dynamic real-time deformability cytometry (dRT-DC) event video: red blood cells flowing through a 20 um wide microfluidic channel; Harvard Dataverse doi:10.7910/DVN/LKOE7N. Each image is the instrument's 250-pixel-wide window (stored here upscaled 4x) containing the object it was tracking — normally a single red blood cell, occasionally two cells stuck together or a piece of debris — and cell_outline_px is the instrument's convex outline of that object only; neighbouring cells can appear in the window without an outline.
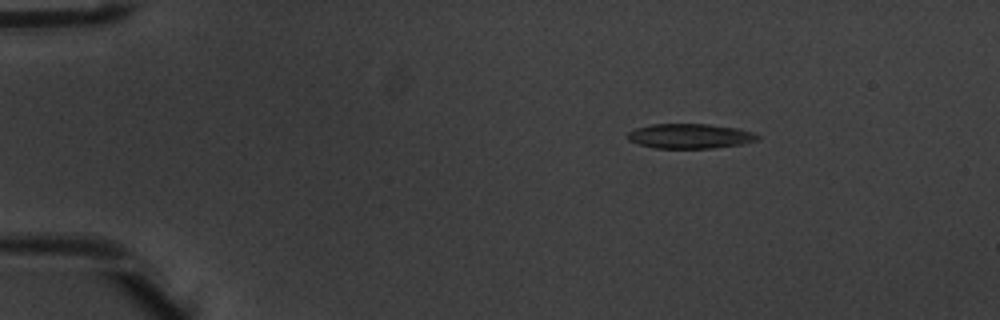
{"species": "common noctule bat (a hibernating species)", "species_latin": "Nyctalus noctula", "temperature_condition": "warm", "stored_images_in_passage": 4, "camera_frame_rate_fps": 3000, "um_per_image_px": 0.085, "animal": {"sex": "male", "body_mass_g": 20.1, "forearm_length_mm": 53.5}, "frame": {"image": 1, "passage_image": 2, "time_ms": 0.333, "image_size_px": [1000, 320], "cell_outline_px": [[760, 136], [756, 140], [740, 144], [712, 148], [652, 148], [628, 140], [628, 132], [636, 128], [652, 124], [708, 124], [736, 128], [752, 132]], "centroid_in_image_um": [58.61, 11.56], "position_along_channel_um": 26.4, "area_um2": 18.55}}